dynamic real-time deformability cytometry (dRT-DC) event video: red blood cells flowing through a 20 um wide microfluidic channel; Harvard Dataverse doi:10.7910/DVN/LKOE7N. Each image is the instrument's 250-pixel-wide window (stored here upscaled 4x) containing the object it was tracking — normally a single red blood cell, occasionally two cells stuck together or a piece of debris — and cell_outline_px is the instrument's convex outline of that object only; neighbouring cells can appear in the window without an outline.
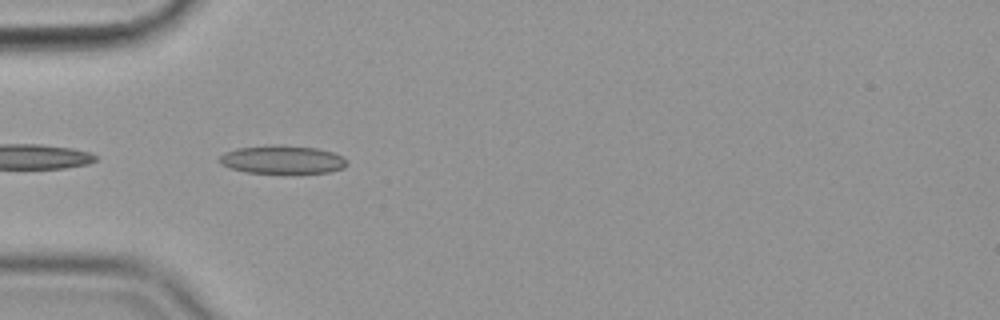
{"species": "common noctule bat (a hibernating species)", "species_latin": "Nyctalus noctula", "temperature_condition": "cold", "stored_images_in_passage": 37, "camera_frame_rate_fps": 3000, "um_per_image_px": 0.085, "animal": {"sex": "female", "body_mass_g": 19.9}, "frame": {"image": 1, "passage_image": 2, "time_ms": 0.333, "image_size_px": [1000, 320], "cell_outline_px": [[348, 164], [344, 168], [328, 172], [284, 176], [244, 172], [220, 164], [216, 160], [224, 152], [236, 148], [272, 144], [280, 144], [316, 148], [332, 152], [340, 156]], "centroid_in_image_um": [23.95, 13.61], "position_along_channel_um": 61.1, "area_um2": 22.08}}
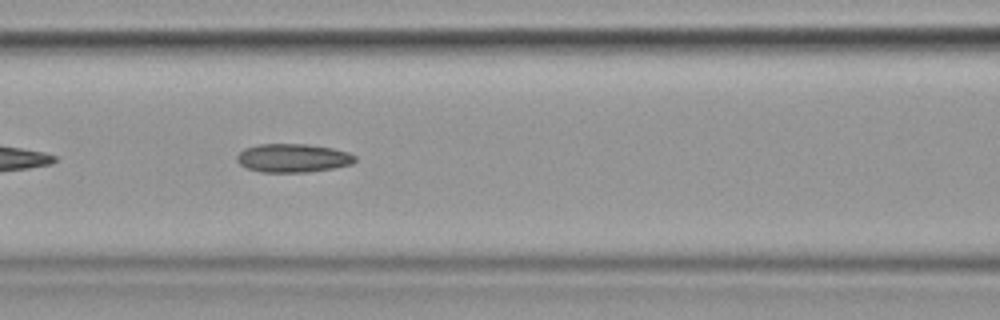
{"frame": {"image": 2, "passage_image": 9, "time_ms": 2.667, "image_size_px": [1000, 320], "cell_outline_px": [[356, 160], [352, 164], [332, 168], [308, 172], [260, 172], [244, 168], [236, 160], [236, 156], [244, 148], [260, 144], [308, 144], [332, 148], [348, 152], [356, 156]], "centroid_in_image_um": [24.87, 13.43], "position_along_channel_um": 141.7, "area_um2": 19.77}}
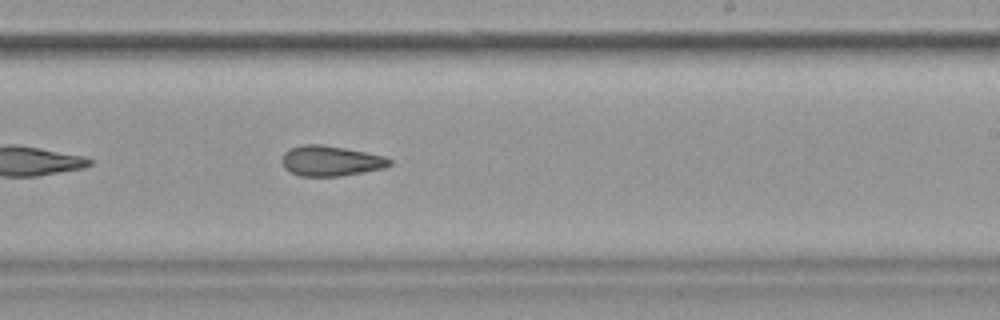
{"frame": {"image": 3, "passage_image": 19, "time_ms": 6.0, "image_size_px": [1000, 320], "cell_outline_px": [[392, 164], [384, 168], [340, 176], [300, 176], [284, 168], [280, 160], [284, 152], [288, 148], [304, 144], [320, 144], [344, 148], [384, 156], [392, 160]], "centroid_in_image_um": [28.07, 13.67], "position_along_channel_um": 260.9, "area_um2": 19.02}, "authors_computed_cell_mechanics": {"area_um2": 19.652, "velocity_mm_per_s": 3.596, "shape_relaxation_time_tau1_ms": null, "shape_relaxation_time_tau2_ms": 5.9549, "deformation_change_tau1": null, "deformation_change_tau2": 0.1318}}